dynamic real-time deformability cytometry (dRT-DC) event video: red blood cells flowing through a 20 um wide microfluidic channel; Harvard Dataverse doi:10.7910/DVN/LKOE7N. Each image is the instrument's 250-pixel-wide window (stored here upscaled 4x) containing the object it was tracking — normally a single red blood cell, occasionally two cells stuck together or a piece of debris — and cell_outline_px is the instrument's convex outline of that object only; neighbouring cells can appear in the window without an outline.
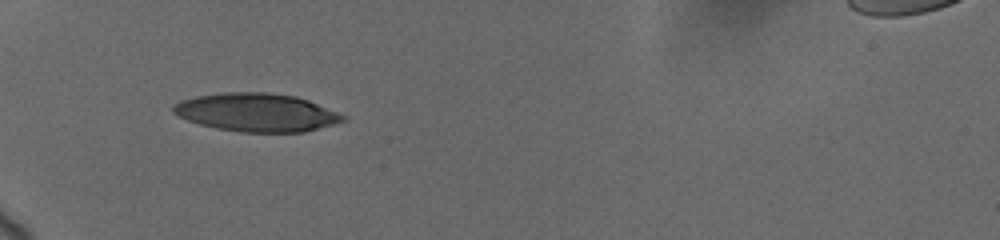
{"species": "human", "species_latin": "Homo sapiens", "temperature_condition": "cold", "stored_images_in_passage": 19, "camera_frame_rate_fps": 3000, "um_per_image_px": 0.085, "donor": {"sex": "female"}, "frame": {"image": 1, "passage_image": 1, "time_ms": 0.0, "image_size_px": [1000, 240], "cell_outline_px": [[344, 120], [332, 124], [304, 132], [240, 132], [216, 128], [200, 124], [188, 120], [172, 112], [172, 108], [176, 104], [184, 100], [196, 96], [224, 92], [264, 92], [296, 96], [308, 100], [336, 112], [344, 116]], "centroid_in_image_um": [21.78, 9.55], "position_along_channel_um": 63.2, "area_um2": 37.28}}
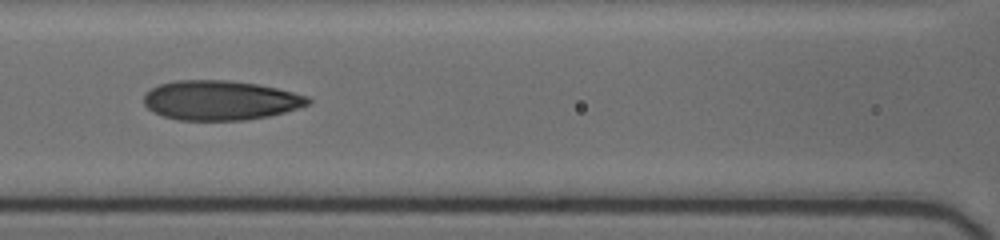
{"frame": {"image": 2, "passage_image": 13, "time_ms": 2.667, "image_size_px": [1000, 240], "cell_outline_px": [[312, 100], [308, 104], [284, 112], [268, 116], [244, 120], [180, 120], [164, 116], [148, 108], [144, 104], [144, 96], [152, 88], [160, 84], [176, 80], [224, 80], [256, 84], [276, 88], [308, 96]], "centroid_in_image_um": [18.72, 8.52], "position_along_channel_um": 147.9, "area_um2": 37.45}}
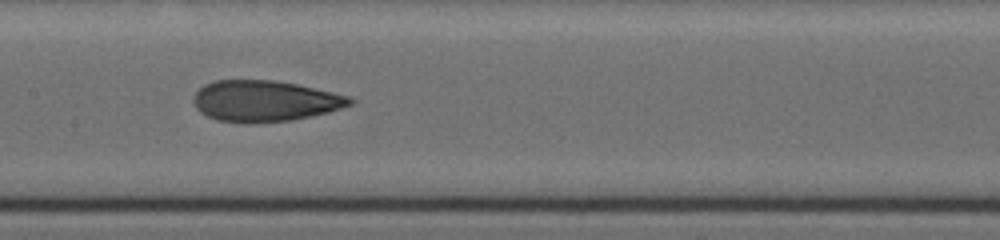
{"frame": {"image": 3, "passage_image": 18, "time_ms": 3.667, "image_size_px": [1000, 240], "cell_outline_px": [[356, 100], [352, 104], [328, 112], [292, 120], [216, 120], [200, 112], [196, 108], [196, 92], [204, 84], [216, 80], [272, 80], [296, 84], [352, 96]], "centroid_in_image_um": [22.58, 8.54], "position_along_channel_um": 184.8, "area_um2": 36.3}}